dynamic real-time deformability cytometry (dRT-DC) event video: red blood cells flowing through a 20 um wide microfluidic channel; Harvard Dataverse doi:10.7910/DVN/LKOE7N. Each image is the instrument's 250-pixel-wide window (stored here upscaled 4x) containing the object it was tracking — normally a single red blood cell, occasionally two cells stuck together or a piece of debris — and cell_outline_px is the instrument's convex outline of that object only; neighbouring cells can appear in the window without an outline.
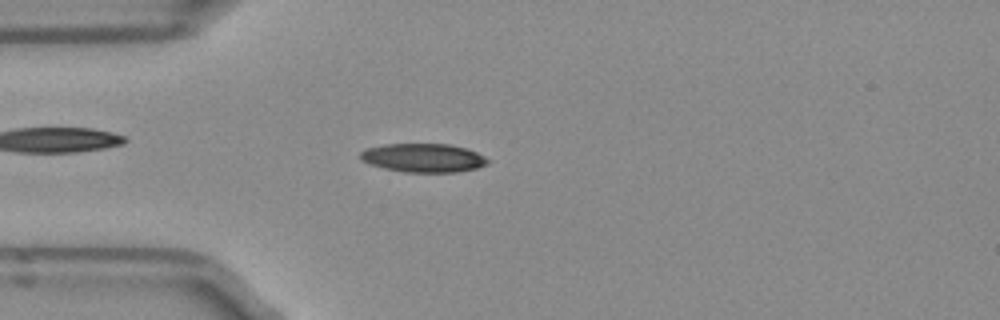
{"species": "Egyptian fruit bat (a non-hibernating species)", "species_latin": "Rousettus aegyptiacus", "temperature_condition": "room temperature", "stored_images_in_passage": 50, "camera_frame_rate_fps": 3000, "um_per_image_px": 0.085, "frame": {"image": 1, "passage_image": 13, "time_ms": 4.0, "image_size_px": [1000, 320], "cell_outline_px": [[492, 160], [488, 164], [476, 168], [456, 172], [404, 172], [384, 168], [368, 164], [360, 160], [360, 152], [364, 148], [384, 144], [448, 144], [464, 148], [476, 152]], "centroid_in_image_um": [35.95, 13.42], "position_along_channel_um": 49.0, "area_um2": 21.44}}
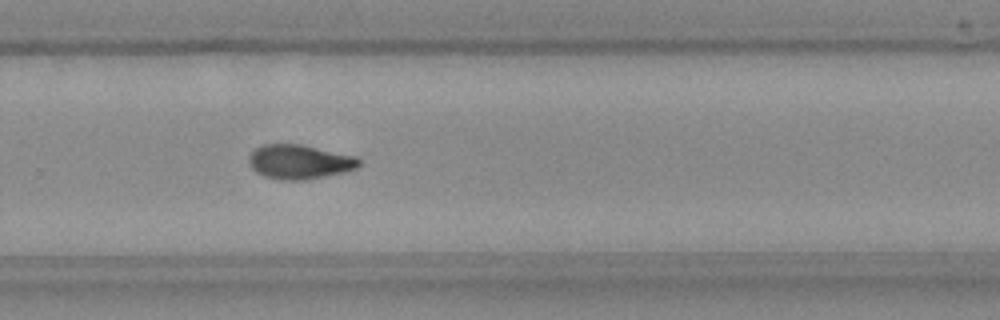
{"frame": {"image": 2, "passage_image": 33, "time_ms": 10.667, "image_size_px": [1000, 320], "cell_outline_px": [[360, 164], [356, 168], [340, 172], [300, 180], [280, 180], [264, 176], [256, 172], [252, 168], [248, 160], [252, 152], [256, 148], [264, 144], [300, 144], [356, 156], [360, 160]], "centroid_in_image_um": [25.42, 13.74], "position_along_channel_um": 304.4, "area_um2": 21.62}}
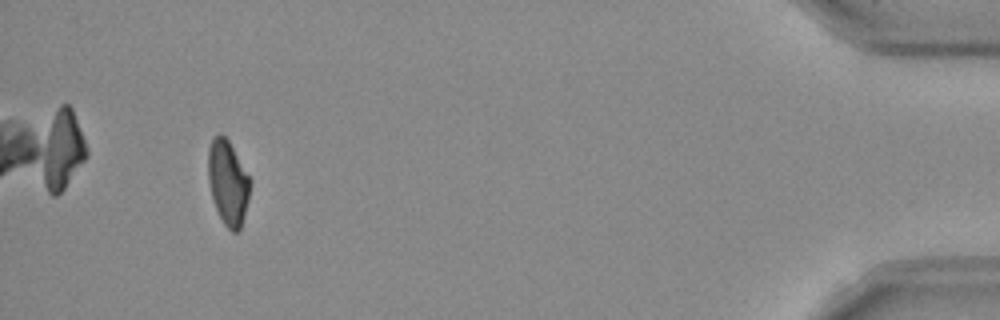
{"frame": {"image": 3, "passage_image": 47, "time_ms": 15.333, "image_size_px": [1000, 320], "cell_outline_px": [[252, 184], [240, 232], [232, 232], [224, 224], [212, 200], [208, 180], [208, 148], [212, 140], [220, 132], [228, 140], [252, 180]], "centroid_in_image_um": [19.39, 15.54], "position_along_channel_um": 415.8, "area_um2": 20.87}, "authors_computed_cell_mechanics": {"area_um2": 21.386, "velocity_mm_per_s": 3.9695, "shape_relaxation_time_tau1_ms": 5.9135, "shape_relaxation_time_tau2_ms": null, "deformation_change_tau1": 0.1654, "deformation_change_tau2": null}}